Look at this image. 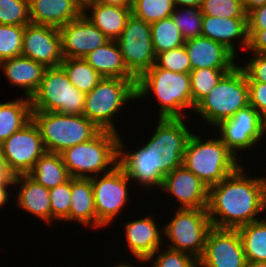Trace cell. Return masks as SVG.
Here are the masks:
<instances>
[{
  "label": "cell",
  "instance_id": "obj_1",
  "mask_svg": "<svg viewBox=\"0 0 266 267\" xmlns=\"http://www.w3.org/2000/svg\"><path fill=\"white\" fill-rule=\"evenodd\" d=\"M207 213L212 227L237 229L260 220L263 213L262 176L249 177L242 165L208 188Z\"/></svg>",
  "mask_w": 266,
  "mask_h": 267
},
{
  "label": "cell",
  "instance_id": "obj_2",
  "mask_svg": "<svg viewBox=\"0 0 266 267\" xmlns=\"http://www.w3.org/2000/svg\"><path fill=\"white\" fill-rule=\"evenodd\" d=\"M136 94V101L155 96L158 118H187L183 109H192L190 73L168 71L155 64L137 80Z\"/></svg>",
  "mask_w": 266,
  "mask_h": 267
},
{
  "label": "cell",
  "instance_id": "obj_3",
  "mask_svg": "<svg viewBox=\"0 0 266 267\" xmlns=\"http://www.w3.org/2000/svg\"><path fill=\"white\" fill-rule=\"evenodd\" d=\"M120 137L101 130L93 139L65 149L60 155L70 176L92 178L113 170L119 165Z\"/></svg>",
  "mask_w": 266,
  "mask_h": 267
},
{
  "label": "cell",
  "instance_id": "obj_4",
  "mask_svg": "<svg viewBox=\"0 0 266 267\" xmlns=\"http://www.w3.org/2000/svg\"><path fill=\"white\" fill-rule=\"evenodd\" d=\"M241 159L217 137L206 139L192 132L184 156L183 165L195 174L208 188L214 186L233 173L242 163Z\"/></svg>",
  "mask_w": 266,
  "mask_h": 267
},
{
  "label": "cell",
  "instance_id": "obj_5",
  "mask_svg": "<svg viewBox=\"0 0 266 267\" xmlns=\"http://www.w3.org/2000/svg\"><path fill=\"white\" fill-rule=\"evenodd\" d=\"M249 105V88L245 71L237 65L227 72L194 108L202 120L215 128Z\"/></svg>",
  "mask_w": 266,
  "mask_h": 267
},
{
  "label": "cell",
  "instance_id": "obj_6",
  "mask_svg": "<svg viewBox=\"0 0 266 267\" xmlns=\"http://www.w3.org/2000/svg\"><path fill=\"white\" fill-rule=\"evenodd\" d=\"M136 79L102 78L85 94L83 115L100 130L120 134L113 117L129 101L137 99Z\"/></svg>",
  "mask_w": 266,
  "mask_h": 267
},
{
  "label": "cell",
  "instance_id": "obj_7",
  "mask_svg": "<svg viewBox=\"0 0 266 267\" xmlns=\"http://www.w3.org/2000/svg\"><path fill=\"white\" fill-rule=\"evenodd\" d=\"M45 149L62 153L65 149L93 139L101 130L84 115H66L58 112L32 111Z\"/></svg>",
  "mask_w": 266,
  "mask_h": 267
},
{
  "label": "cell",
  "instance_id": "obj_8",
  "mask_svg": "<svg viewBox=\"0 0 266 267\" xmlns=\"http://www.w3.org/2000/svg\"><path fill=\"white\" fill-rule=\"evenodd\" d=\"M30 101L32 111L83 115L85 94L72 85L62 66L47 67Z\"/></svg>",
  "mask_w": 266,
  "mask_h": 267
},
{
  "label": "cell",
  "instance_id": "obj_9",
  "mask_svg": "<svg viewBox=\"0 0 266 267\" xmlns=\"http://www.w3.org/2000/svg\"><path fill=\"white\" fill-rule=\"evenodd\" d=\"M170 222L163 226L168 248L187 253L199 260L203 255L208 231L212 228L207 209L177 208Z\"/></svg>",
  "mask_w": 266,
  "mask_h": 267
},
{
  "label": "cell",
  "instance_id": "obj_10",
  "mask_svg": "<svg viewBox=\"0 0 266 267\" xmlns=\"http://www.w3.org/2000/svg\"><path fill=\"white\" fill-rule=\"evenodd\" d=\"M130 181L131 179L120 165L108 173L91 178L97 228L114 223L120 212H123L122 208L128 204L130 198L128 191Z\"/></svg>",
  "mask_w": 266,
  "mask_h": 267
},
{
  "label": "cell",
  "instance_id": "obj_11",
  "mask_svg": "<svg viewBox=\"0 0 266 267\" xmlns=\"http://www.w3.org/2000/svg\"><path fill=\"white\" fill-rule=\"evenodd\" d=\"M116 42L128 72L136 80L155 65L151 27L145 21L131 14Z\"/></svg>",
  "mask_w": 266,
  "mask_h": 267
},
{
  "label": "cell",
  "instance_id": "obj_12",
  "mask_svg": "<svg viewBox=\"0 0 266 267\" xmlns=\"http://www.w3.org/2000/svg\"><path fill=\"white\" fill-rule=\"evenodd\" d=\"M157 120L154 134L142 145L145 149H154L162 155V176L165 177L173 169L183 165L186 144L192 133L184 123L185 118Z\"/></svg>",
  "mask_w": 266,
  "mask_h": 267
},
{
  "label": "cell",
  "instance_id": "obj_13",
  "mask_svg": "<svg viewBox=\"0 0 266 267\" xmlns=\"http://www.w3.org/2000/svg\"><path fill=\"white\" fill-rule=\"evenodd\" d=\"M215 127L220 133L218 137L236 158H239L238 151L250 150L266 135V121L251 105L240 109Z\"/></svg>",
  "mask_w": 266,
  "mask_h": 267
},
{
  "label": "cell",
  "instance_id": "obj_14",
  "mask_svg": "<svg viewBox=\"0 0 266 267\" xmlns=\"http://www.w3.org/2000/svg\"><path fill=\"white\" fill-rule=\"evenodd\" d=\"M0 145L5 163L14 176L28 174L36 161L47 152L33 119Z\"/></svg>",
  "mask_w": 266,
  "mask_h": 267
},
{
  "label": "cell",
  "instance_id": "obj_15",
  "mask_svg": "<svg viewBox=\"0 0 266 267\" xmlns=\"http://www.w3.org/2000/svg\"><path fill=\"white\" fill-rule=\"evenodd\" d=\"M246 261L237 229L212 227L208 231L198 267H245Z\"/></svg>",
  "mask_w": 266,
  "mask_h": 267
},
{
  "label": "cell",
  "instance_id": "obj_16",
  "mask_svg": "<svg viewBox=\"0 0 266 267\" xmlns=\"http://www.w3.org/2000/svg\"><path fill=\"white\" fill-rule=\"evenodd\" d=\"M122 140L121 137L119 165L125 170L131 181L138 183L141 188L145 187L151 190L153 187L155 189L159 187L160 189L164 178L162 176V155H159L154 149H145L143 146L137 147L138 149L135 151H127L128 148L125 147Z\"/></svg>",
  "mask_w": 266,
  "mask_h": 267
},
{
  "label": "cell",
  "instance_id": "obj_17",
  "mask_svg": "<svg viewBox=\"0 0 266 267\" xmlns=\"http://www.w3.org/2000/svg\"><path fill=\"white\" fill-rule=\"evenodd\" d=\"M21 56L46 67L61 66L63 55L59 28L32 23L25 25Z\"/></svg>",
  "mask_w": 266,
  "mask_h": 267
},
{
  "label": "cell",
  "instance_id": "obj_18",
  "mask_svg": "<svg viewBox=\"0 0 266 267\" xmlns=\"http://www.w3.org/2000/svg\"><path fill=\"white\" fill-rule=\"evenodd\" d=\"M63 58L84 59L110 40L84 15L59 28Z\"/></svg>",
  "mask_w": 266,
  "mask_h": 267
},
{
  "label": "cell",
  "instance_id": "obj_19",
  "mask_svg": "<svg viewBox=\"0 0 266 267\" xmlns=\"http://www.w3.org/2000/svg\"><path fill=\"white\" fill-rule=\"evenodd\" d=\"M161 190L170 193L178 208H207L208 187L184 165L176 167L164 178Z\"/></svg>",
  "mask_w": 266,
  "mask_h": 267
},
{
  "label": "cell",
  "instance_id": "obj_20",
  "mask_svg": "<svg viewBox=\"0 0 266 267\" xmlns=\"http://www.w3.org/2000/svg\"><path fill=\"white\" fill-rule=\"evenodd\" d=\"M151 215L127 221L124 226L126 244L138 262L142 263L152 256L163 244V227L159 230ZM161 232V233H160Z\"/></svg>",
  "mask_w": 266,
  "mask_h": 267
},
{
  "label": "cell",
  "instance_id": "obj_21",
  "mask_svg": "<svg viewBox=\"0 0 266 267\" xmlns=\"http://www.w3.org/2000/svg\"><path fill=\"white\" fill-rule=\"evenodd\" d=\"M184 47L191 63V70L200 68L233 69L236 56L224 45L203 36L188 39Z\"/></svg>",
  "mask_w": 266,
  "mask_h": 267
},
{
  "label": "cell",
  "instance_id": "obj_22",
  "mask_svg": "<svg viewBox=\"0 0 266 267\" xmlns=\"http://www.w3.org/2000/svg\"><path fill=\"white\" fill-rule=\"evenodd\" d=\"M224 45L235 56L237 47L234 42L238 40L242 49L247 50L249 43L247 18H226L202 16V35ZM236 48V49H235Z\"/></svg>",
  "mask_w": 266,
  "mask_h": 267
},
{
  "label": "cell",
  "instance_id": "obj_23",
  "mask_svg": "<svg viewBox=\"0 0 266 267\" xmlns=\"http://www.w3.org/2000/svg\"><path fill=\"white\" fill-rule=\"evenodd\" d=\"M19 186L15 197L19 209L35 215L51 225V204L49 189L39 184L28 174L14 176V186Z\"/></svg>",
  "mask_w": 266,
  "mask_h": 267
},
{
  "label": "cell",
  "instance_id": "obj_24",
  "mask_svg": "<svg viewBox=\"0 0 266 267\" xmlns=\"http://www.w3.org/2000/svg\"><path fill=\"white\" fill-rule=\"evenodd\" d=\"M0 69L11 85L22 88L25 96L31 98L39 88L47 67L30 58L18 56L2 61Z\"/></svg>",
  "mask_w": 266,
  "mask_h": 267
},
{
  "label": "cell",
  "instance_id": "obj_25",
  "mask_svg": "<svg viewBox=\"0 0 266 267\" xmlns=\"http://www.w3.org/2000/svg\"><path fill=\"white\" fill-rule=\"evenodd\" d=\"M82 14L73 0H29V18L32 24L60 28Z\"/></svg>",
  "mask_w": 266,
  "mask_h": 267
},
{
  "label": "cell",
  "instance_id": "obj_26",
  "mask_svg": "<svg viewBox=\"0 0 266 267\" xmlns=\"http://www.w3.org/2000/svg\"><path fill=\"white\" fill-rule=\"evenodd\" d=\"M97 228V215L91 178L71 177L69 222Z\"/></svg>",
  "mask_w": 266,
  "mask_h": 267
},
{
  "label": "cell",
  "instance_id": "obj_27",
  "mask_svg": "<svg viewBox=\"0 0 266 267\" xmlns=\"http://www.w3.org/2000/svg\"><path fill=\"white\" fill-rule=\"evenodd\" d=\"M89 10L91 12L90 14H88ZM83 14L109 40H117L126 25L127 19L132 13L131 6H112L94 3Z\"/></svg>",
  "mask_w": 266,
  "mask_h": 267
},
{
  "label": "cell",
  "instance_id": "obj_28",
  "mask_svg": "<svg viewBox=\"0 0 266 267\" xmlns=\"http://www.w3.org/2000/svg\"><path fill=\"white\" fill-rule=\"evenodd\" d=\"M84 60L102 78L135 79L127 70L116 40H110L105 45L89 53Z\"/></svg>",
  "mask_w": 266,
  "mask_h": 267
},
{
  "label": "cell",
  "instance_id": "obj_29",
  "mask_svg": "<svg viewBox=\"0 0 266 267\" xmlns=\"http://www.w3.org/2000/svg\"><path fill=\"white\" fill-rule=\"evenodd\" d=\"M32 119L29 97H16L0 103V144L20 130Z\"/></svg>",
  "mask_w": 266,
  "mask_h": 267
},
{
  "label": "cell",
  "instance_id": "obj_30",
  "mask_svg": "<svg viewBox=\"0 0 266 267\" xmlns=\"http://www.w3.org/2000/svg\"><path fill=\"white\" fill-rule=\"evenodd\" d=\"M28 175L47 189L68 181L71 176L60 154L46 152L34 164Z\"/></svg>",
  "mask_w": 266,
  "mask_h": 267
},
{
  "label": "cell",
  "instance_id": "obj_31",
  "mask_svg": "<svg viewBox=\"0 0 266 267\" xmlns=\"http://www.w3.org/2000/svg\"><path fill=\"white\" fill-rule=\"evenodd\" d=\"M240 234L247 261L266 262V220L237 228Z\"/></svg>",
  "mask_w": 266,
  "mask_h": 267
},
{
  "label": "cell",
  "instance_id": "obj_32",
  "mask_svg": "<svg viewBox=\"0 0 266 267\" xmlns=\"http://www.w3.org/2000/svg\"><path fill=\"white\" fill-rule=\"evenodd\" d=\"M61 66L67 73L69 81L84 94H88L102 79L84 59L63 58Z\"/></svg>",
  "mask_w": 266,
  "mask_h": 267
},
{
  "label": "cell",
  "instance_id": "obj_33",
  "mask_svg": "<svg viewBox=\"0 0 266 267\" xmlns=\"http://www.w3.org/2000/svg\"><path fill=\"white\" fill-rule=\"evenodd\" d=\"M150 27L155 55L181 47L186 41L171 16L150 24Z\"/></svg>",
  "mask_w": 266,
  "mask_h": 267
},
{
  "label": "cell",
  "instance_id": "obj_34",
  "mask_svg": "<svg viewBox=\"0 0 266 267\" xmlns=\"http://www.w3.org/2000/svg\"><path fill=\"white\" fill-rule=\"evenodd\" d=\"M232 69L200 68L190 71L192 110L219 83L221 78Z\"/></svg>",
  "mask_w": 266,
  "mask_h": 267
},
{
  "label": "cell",
  "instance_id": "obj_35",
  "mask_svg": "<svg viewBox=\"0 0 266 267\" xmlns=\"http://www.w3.org/2000/svg\"><path fill=\"white\" fill-rule=\"evenodd\" d=\"M175 8L173 0H132L131 13L146 23L152 24L170 17Z\"/></svg>",
  "mask_w": 266,
  "mask_h": 267
},
{
  "label": "cell",
  "instance_id": "obj_36",
  "mask_svg": "<svg viewBox=\"0 0 266 267\" xmlns=\"http://www.w3.org/2000/svg\"><path fill=\"white\" fill-rule=\"evenodd\" d=\"M202 16L198 7H176L171 15L185 40L202 35Z\"/></svg>",
  "mask_w": 266,
  "mask_h": 267
},
{
  "label": "cell",
  "instance_id": "obj_37",
  "mask_svg": "<svg viewBox=\"0 0 266 267\" xmlns=\"http://www.w3.org/2000/svg\"><path fill=\"white\" fill-rule=\"evenodd\" d=\"M24 27L0 24V63L21 56Z\"/></svg>",
  "mask_w": 266,
  "mask_h": 267
},
{
  "label": "cell",
  "instance_id": "obj_38",
  "mask_svg": "<svg viewBox=\"0 0 266 267\" xmlns=\"http://www.w3.org/2000/svg\"><path fill=\"white\" fill-rule=\"evenodd\" d=\"M51 204V223L69 221L71 204V178L58 186L49 189Z\"/></svg>",
  "mask_w": 266,
  "mask_h": 267
},
{
  "label": "cell",
  "instance_id": "obj_39",
  "mask_svg": "<svg viewBox=\"0 0 266 267\" xmlns=\"http://www.w3.org/2000/svg\"><path fill=\"white\" fill-rule=\"evenodd\" d=\"M200 10L213 17L247 18L242 0H203Z\"/></svg>",
  "mask_w": 266,
  "mask_h": 267
},
{
  "label": "cell",
  "instance_id": "obj_40",
  "mask_svg": "<svg viewBox=\"0 0 266 267\" xmlns=\"http://www.w3.org/2000/svg\"><path fill=\"white\" fill-rule=\"evenodd\" d=\"M30 23L29 0H0V24L25 26Z\"/></svg>",
  "mask_w": 266,
  "mask_h": 267
},
{
  "label": "cell",
  "instance_id": "obj_41",
  "mask_svg": "<svg viewBox=\"0 0 266 267\" xmlns=\"http://www.w3.org/2000/svg\"><path fill=\"white\" fill-rule=\"evenodd\" d=\"M160 247L145 262L152 261V267H198V260L193 256L168 247ZM156 256V257H155Z\"/></svg>",
  "mask_w": 266,
  "mask_h": 267
},
{
  "label": "cell",
  "instance_id": "obj_42",
  "mask_svg": "<svg viewBox=\"0 0 266 267\" xmlns=\"http://www.w3.org/2000/svg\"><path fill=\"white\" fill-rule=\"evenodd\" d=\"M155 64L162 69L176 73H190L191 63L183 46L156 55Z\"/></svg>",
  "mask_w": 266,
  "mask_h": 267
},
{
  "label": "cell",
  "instance_id": "obj_43",
  "mask_svg": "<svg viewBox=\"0 0 266 267\" xmlns=\"http://www.w3.org/2000/svg\"><path fill=\"white\" fill-rule=\"evenodd\" d=\"M250 61L241 66L245 71L248 82L266 83V54L252 53Z\"/></svg>",
  "mask_w": 266,
  "mask_h": 267
},
{
  "label": "cell",
  "instance_id": "obj_44",
  "mask_svg": "<svg viewBox=\"0 0 266 267\" xmlns=\"http://www.w3.org/2000/svg\"><path fill=\"white\" fill-rule=\"evenodd\" d=\"M249 105L254 107L266 121V83L248 82Z\"/></svg>",
  "mask_w": 266,
  "mask_h": 267
},
{
  "label": "cell",
  "instance_id": "obj_45",
  "mask_svg": "<svg viewBox=\"0 0 266 267\" xmlns=\"http://www.w3.org/2000/svg\"><path fill=\"white\" fill-rule=\"evenodd\" d=\"M249 43L247 51L256 54H266V29L248 30Z\"/></svg>",
  "mask_w": 266,
  "mask_h": 267
},
{
  "label": "cell",
  "instance_id": "obj_46",
  "mask_svg": "<svg viewBox=\"0 0 266 267\" xmlns=\"http://www.w3.org/2000/svg\"><path fill=\"white\" fill-rule=\"evenodd\" d=\"M248 30L266 29V4L247 14Z\"/></svg>",
  "mask_w": 266,
  "mask_h": 267
},
{
  "label": "cell",
  "instance_id": "obj_47",
  "mask_svg": "<svg viewBox=\"0 0 266 267\" xmlns=\"http://www.w3.org/2000/svg\"><path fill=\"white\" fill-rule=\"evenodd\" d=\"M0 184H14V175L9 171L0 145Z\"/></svg>",
  "mask_w": 266,
  "mask_h": 267
},
{
  "label": "cell",
  "instance_id": "obj_48",
  "mask_svg": "<svg viewBox=\"0 0 266 267\" xmlns=\"http://www.w3.org/2000/svg\"><path fill=\"white\" fill-rule=\"evenodd\" d=\"M14 186V184H0V208L3 205H6L8 200L11 199L10 187ZM9 187V188H8ZM8 188V189H7Z\"/></svg>",
  "mask_w": 266,
  "mask_h": 267
},
{
  "label": "cell",
  "instance_id": "obj_49",
  "mask_svg": "<svg viewBox=\"0 0 266 267\" xmlns=\"http://www.w3.org/2000/svg\"><path fill=\"white\" fill-rule=\"evenodd\" d=\"M245 12L248 14L250 11L261 7L266 4V0H242Z\"/></svg>",
  "mask_w": 266,
  "mask_h": 267
},
{
  "label": "cell",
  "instance_id": "obj_50",
  "mask_svg": "<svg viewBox=\"0 0 266 267\" xmlns=\"http://www.w3.org/2000/svg\"><path fill=\"white\" fill-rule=\"evenodd\" d=\"M94 3L112 6H132V0H94Z\"/></svg>",
  "mask_w": 266,
  "mask_h": 267
},
{
  "label": "cell",
  "instance_id": "obj_51",
  "mask_svg": "<svg viewBox=\"0 0 266 267\" xmlns=\"http://www.w3.org/2000/svg\"><path fill=\"white\" fill-rule=\"evenodd\" d=\"M176 7H198L200 8L203 0H173Z\"/></svg>",
  "mask_w": 266,
  "mask_h": 267
},
{
  "label": "cell",
  "instance_id": "obj_52",
  "mask_svg": "<svg viewBox=\"0 0 266 267\" xmlns=\"http://www.w3.org/2000/svg\"><path fill=\"white\" fill-rule=\"evenodd\" d=\"M78 8L84 12L89 6L94 4V0H73Z\"/></svg>",
  "mask_w": 266,
  "mask_h": 267
},
{
  "label": "cell",
  "instance_id": "obj_53",
  "mask_svg": "<svg viewBox=\"0 0 266 267\" xmlns=\"http://www.w3.org/2000/svg\"><path fill=\"white\" fill-rule=\"evenodd\" d=\"M262 203H263V212H264L266 210V177H263V176H262Z\"/></svg>",
  "mask_w": 266,
  "mask_h": 267
},
{
  "label": "cell",
  "instance_id": "obj_54",
  "mask_svg": "<svg viewBox=\"0 0 266 267\" xmlns=\"http://www.w3.org/2000/svg\"><path fill=\"white\" fill-rule=\"evenodd\" d=\"M245 267H266V262L246 261Z\"/></svg>",
  "mask_w": 266,
  "mask_h": 267
},
{
  "label": "cell",
  "instance_id": "obj_55",
  "mask_svg": "<svg viewBox=\"0 0 266 267\" xmlns=\"http://www.w3.org/2000/svg\"><path fill=\"white\" fill-rule=\"evenodd\" d=\"M113 267H135L134 265H131V264H124V262L121 264H116L115 266H113Z\"/></svg>",
  "mask_w": 266,
  "mask_h": 267
}]
</instances>
